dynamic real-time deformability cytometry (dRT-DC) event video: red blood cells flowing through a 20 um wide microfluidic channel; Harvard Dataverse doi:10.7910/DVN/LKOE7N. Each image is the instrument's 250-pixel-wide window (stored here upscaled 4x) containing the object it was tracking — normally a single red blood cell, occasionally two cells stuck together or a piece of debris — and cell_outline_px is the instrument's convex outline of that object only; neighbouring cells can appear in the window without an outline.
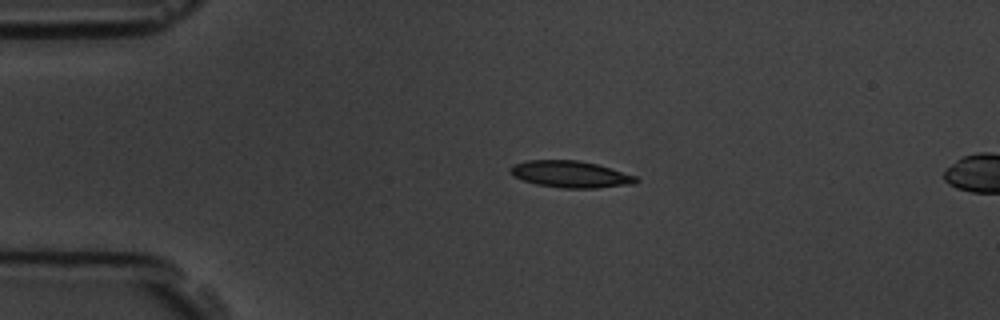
{"species": "common noctule bat (a hibernating species)", "species_latin": "Nyctalus noctula", "temperature_condition": "room temperature", "stored_images_in_passage": 4, "camera_frame_rate_fps": 3000, "um_per_image_px": 0.085, "animal": {"sex": "male", "body_mass_g": 19.5, "forearm_length_mm": 54.6}, "frame": {"image": 1, "passage_image": 3, "time_ms": 2.333, "image_size_px": [1000, 320], "cell_outline_px": [[640, 180], [632, 184], [596, 188], [560, 188], [536, 184], [512, 176], [508, 172], [508, 168], [512, 164], [528, 160], [580, 160], [596, 164], [636, 176]], "centroid_in_image_um": [48.43, 14.81], "position_along_channel_um": 36.6, "area_um2": 19.65}}